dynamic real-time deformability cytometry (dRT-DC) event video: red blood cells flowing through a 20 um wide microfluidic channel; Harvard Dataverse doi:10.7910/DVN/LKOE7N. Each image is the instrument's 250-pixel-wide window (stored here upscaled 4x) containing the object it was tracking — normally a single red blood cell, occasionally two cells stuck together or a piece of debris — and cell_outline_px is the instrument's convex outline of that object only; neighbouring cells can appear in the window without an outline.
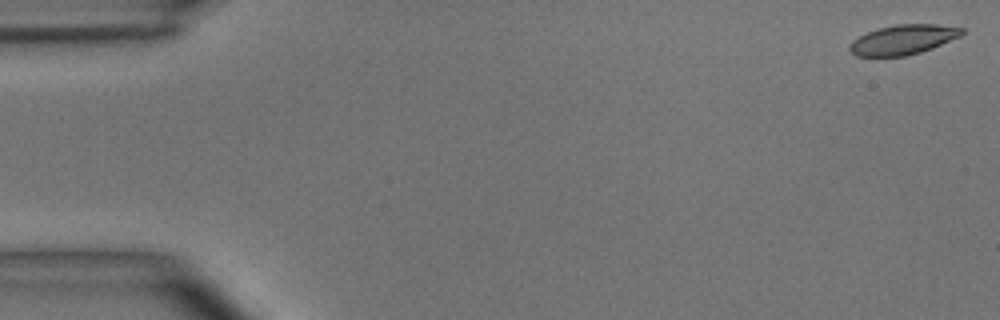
{"species": "common noctule bat (a hibernating species)", "species_latin": "Nyctalus noctula", "temperature_condition": "room temperature", "stored_images_in_passage": 49, "camera_frame_rate_fps": 3000, "um_per_image_px": 0.085, "animal": {"sex": "male", "body_mass_g": 15.6}, "frame": {"image": 1, "passage_image": 1, "time_ms": 0.0, "image_size_px": [1000, 320], "cell_outline_px": [[964, 32], [960, 36], [932, 48], [920, 52], [904, 56], [856, 56], [848, 48], [848, 44], [852, 40], [868, 32], [880, 28], [896, 24], [936, 24], [964, 28]], "centroid_in_image_um": [76.75, 3.37], "position_along_channel_um": 8.2, "area_um2": 19.31}}
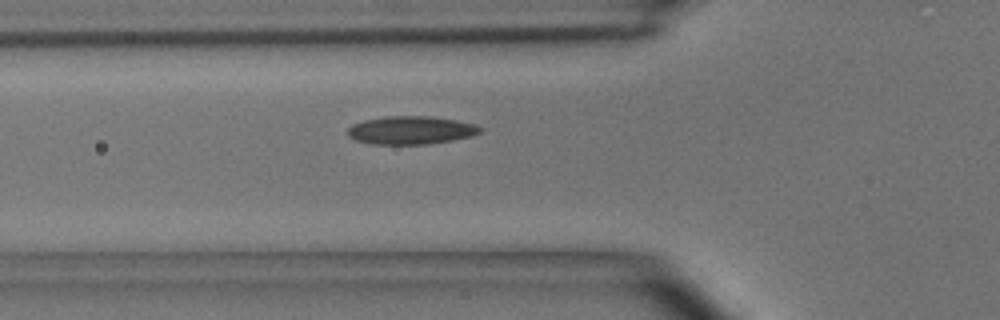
{"frame": {"image": 2, "passage_image": 17, "time_ms": 5.333, "image_size_px": [1000, 320], "cell_outline_px": [[484, 128], [480, 132], [472, 136], [452, 140], [428, 144], [372, 144], [356, 140], [348, 136], [348, 128], [352, 124], [364, 120], [388, 116], [432, 116], [456, 120], [476, 124]], "centroid_in_image_um": [34.95, 11.06], "position_along_channel_um": 90.8, "area_um2": 21.79}}
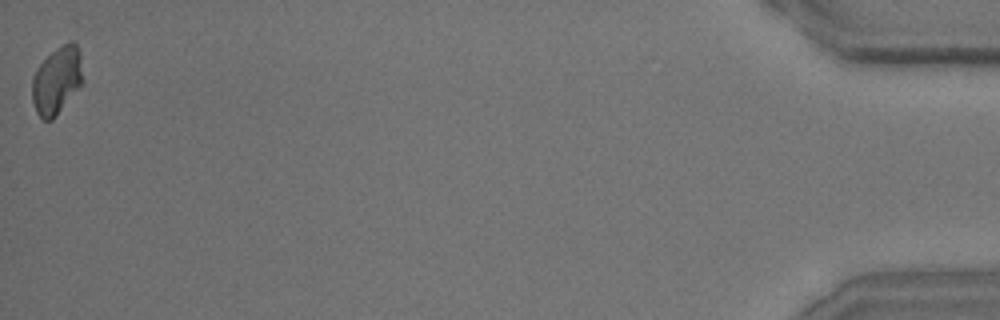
{"frame": {"image": 3, "passage_image": 49, "time_ms": 16.0, "image_size_px": [1000, 320], "cell_outline_px": [[84, 80], [56, 116], [52, 120], [44, 120], [36, 112], [32, 100], [32, 76], [36, 68], [56, 48], [68, 40], [72, 40], [76, 44], [80, 56]], "centroid_in_image_um": [4.82, 6.82], "position_along_channel_um": 430.4, "area_um2": 19.88}, "authors_computed_cell_mechanics": {"area_um2": 20.4612, "velocity_mm_per_s": 4.0472, "shape_relaxation_time_tau1_ms": 4.5251, "shape_relaxation_time_tau2_ms": 3.5624, "deformation_change_tau1": 0.1394, "deformation_change_tau2": 0.0874}}